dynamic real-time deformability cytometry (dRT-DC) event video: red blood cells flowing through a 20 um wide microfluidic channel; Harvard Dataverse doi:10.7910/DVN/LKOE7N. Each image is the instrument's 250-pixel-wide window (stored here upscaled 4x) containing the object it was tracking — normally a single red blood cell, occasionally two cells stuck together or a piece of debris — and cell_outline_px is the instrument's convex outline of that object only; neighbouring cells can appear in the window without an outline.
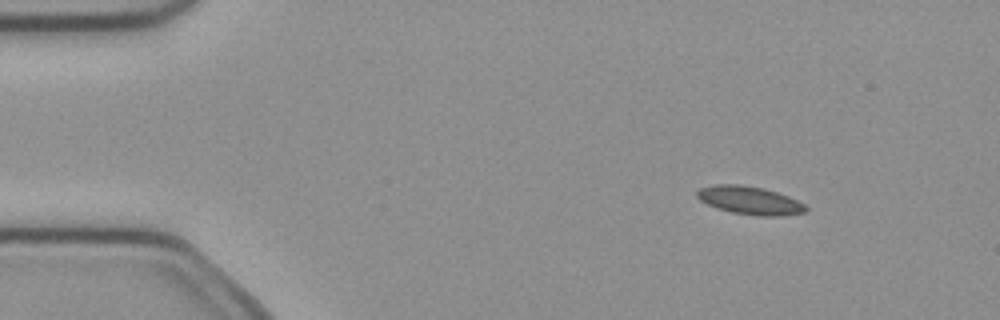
{"species": "common noctule bat (a hibernating species)", "species_latin": "Nyctalus noctula", "temperature_condition": "cold", "stored_images_in_passage": 4, "camera_frame_rate_fps": 3000, "um_per_image_px": 0.085, "animal": {"sex": "female", "body_mass_g": 21.9}, "frame": {"image": 1, "passage_image": 2, "time_ms": 0.333, "image_size_px": [1000, 320], "cell_outline_px": [[808, 208], [804, 212], [780, 216], [760, 216], [732, 212], [716, 208], [700, 200], [696, 196], [696, 192], [700, 188], [716, 184], [740, 184], [764, 188], [788, 196], [804, 204]], "centroid_in_image_um": [63.71, 17.02], "position_along_channel_um": 21.3, "area_um2": 17.74}}